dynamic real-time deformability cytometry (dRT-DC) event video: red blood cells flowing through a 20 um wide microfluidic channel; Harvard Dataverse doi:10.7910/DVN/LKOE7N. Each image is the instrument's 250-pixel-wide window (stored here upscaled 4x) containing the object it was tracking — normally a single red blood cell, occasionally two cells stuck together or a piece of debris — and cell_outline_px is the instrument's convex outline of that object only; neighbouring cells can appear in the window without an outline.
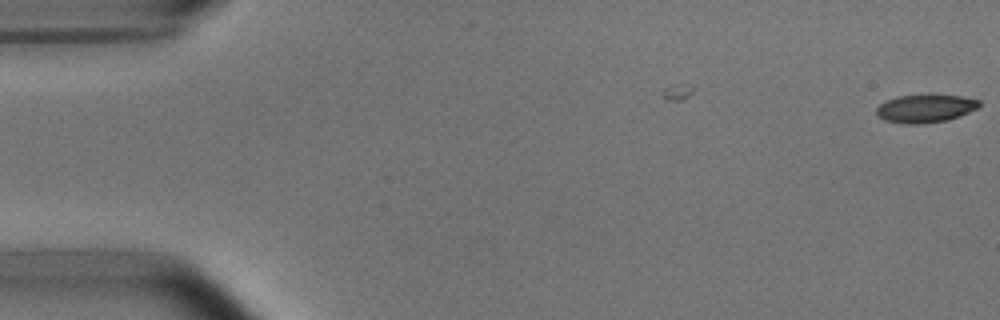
{"species": "common noctule bat (a hibernating species)", "species_latin": "Nyctalus noctula", "temperature_condition": "room temperature", "stored_images_in_passage": 5, "camera_frame_rate_fps": 3000, "um_per_image_px": 0.085, "animal": {"sex": "male", "body_mass_g": 15.6}, "frame": {"image": 1, "passage_image": 5, "time_ms": 1.333, "image_size_px": [1000, 320], "cell_outline_px": [[980, 104], [976, 108], [960, 116], [948, 120], [920, 124], [904, 124], [884, 120], [876, 116], [876, 108], [880, 104], [896, 96], [960, 96], [980, 100]], "centroid_in_image_um": [78.61, 9.25], "position_along_channel_um": 6.4, "area_um2": 16.53}}